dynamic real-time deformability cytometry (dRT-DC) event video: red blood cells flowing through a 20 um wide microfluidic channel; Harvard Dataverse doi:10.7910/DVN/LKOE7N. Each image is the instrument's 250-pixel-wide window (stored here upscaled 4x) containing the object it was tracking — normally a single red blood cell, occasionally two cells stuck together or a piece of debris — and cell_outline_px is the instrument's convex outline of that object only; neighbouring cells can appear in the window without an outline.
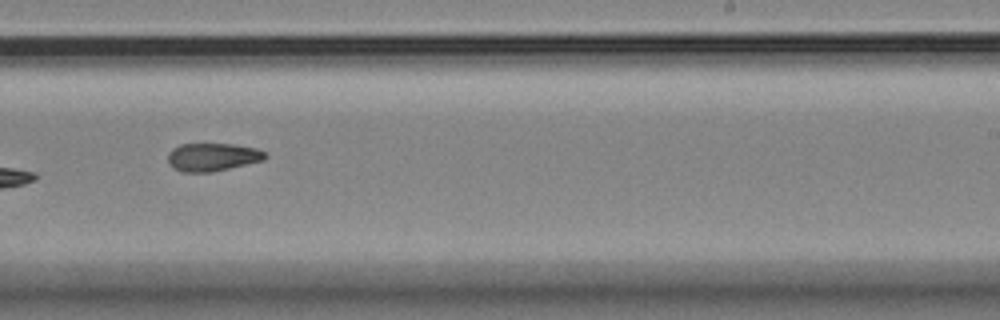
{"species": "Egyptian fruit bat (a non-hibernating species)", "species_latin": "Rousettus aegyptiacus", "temperature_condition": "room temperature", "stored_images_in_passage": 15, "camera_frame_rate_fps": 3000, "um_per_image_px": 0.085, "animal": {"sex": "female"}, "frame": {"image": 1, "passage_image": 9, "time_ms": 9.667, "image_size_px": [1000, 320], "cell_outline_px": [[268, 156], [264, 160], [212, 172], [180, 172], [172, 168], [168, 164], [168, 152], [172, 148], [180, 144], [236, 144], [256, 148], [264, 152]], "centroid_in_image_um": [18.03, 13.35], "position_along_channel_um": 271.0, "area_um2": 16.07}}
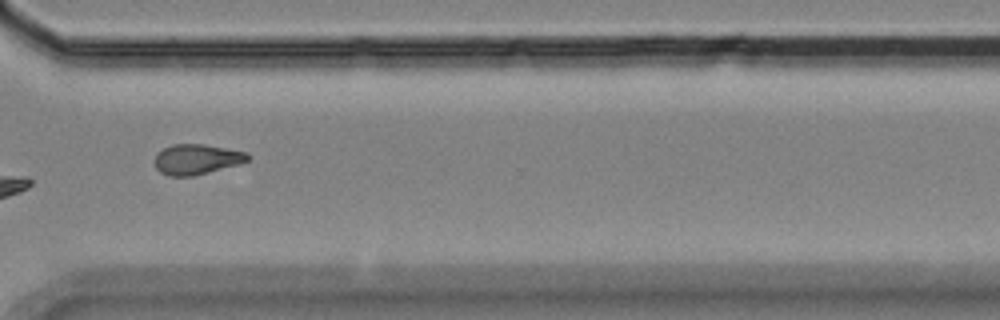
{"frame": {"image": 2, "passage_image": 11, "time_ms": 12.0, "image_size_px": [1000, 320], "cell_outline_px": [[248, 160], [236, 164], [208, 172], [192, 176], [168, 176], [160, 172], [156, 168], [156, 152], [172, 144], [204, 144], [248, 152]], "centroid_in_image_um": [16.68, 13.53], "position_along_channel_um": 353.9, "area_um2": 16.18}}
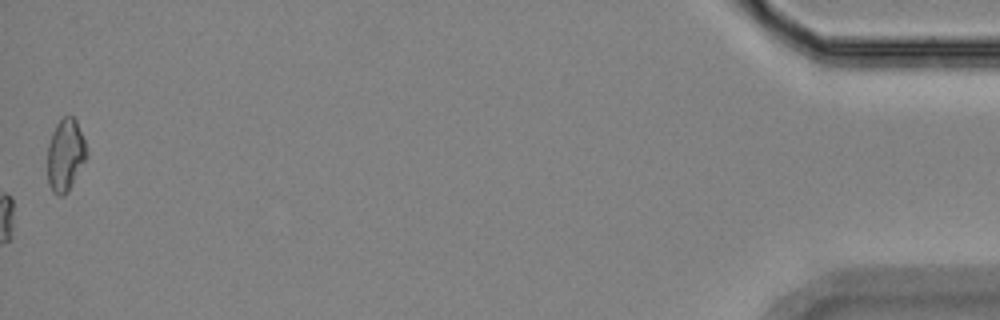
{"frame": {"image": 3, "passage_image": 15, "time_ms": 16.667, "image_size_px": [1000, 320], "cell_outline_px": [[88, 156], [68, 192], [64, 196], [60, 196], [52, 192], [48, 184], [48, 144], [52, 132], [56, 124], [64, 116], [72, 116], [76, 120], [84, 140], [88, 152]], "centroid_in_image_um": [5.56, 13.2], "position_along_channel_um": 429.6, "area_um2": 16.59}, "authors_computed_cell_mechanics": {"area_um2": 19.1318, "velocity_mm_per_s": 3.5427, "shape_relaxation_time_tau1_ms": null, "shape_relaxation_time_tau2_ms": 9.9807, "deformation_change_tau1": null, "deformation_change_tau2": 0.1865}}